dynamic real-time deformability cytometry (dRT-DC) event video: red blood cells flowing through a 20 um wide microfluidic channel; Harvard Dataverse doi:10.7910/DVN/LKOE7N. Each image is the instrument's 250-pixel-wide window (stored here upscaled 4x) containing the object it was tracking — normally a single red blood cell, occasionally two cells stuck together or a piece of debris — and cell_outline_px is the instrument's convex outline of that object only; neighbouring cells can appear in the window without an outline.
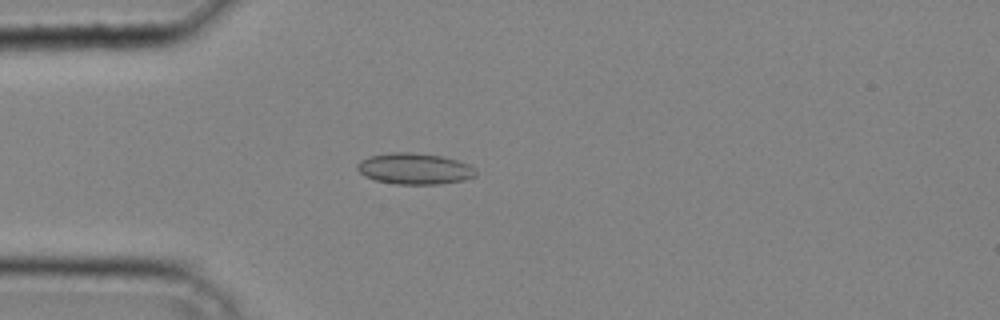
{"species": "common noctule bat (a hibernating species)", "species_latin": "Nyctalus noctula", "temperature_condition": "cold", "stored_images_in_passage": 30, "camera_frame_rate_fps": 3000, "um_per_image_px": 0.085, "animal": {"sex": "male", "body_mass_g": 20.4}, "frame": {"image": 1, "passage_image": 1, "time_ms": 0.0, "image_size_px": [1000, 320], "cell_outline_px": [[476, 176], [464, 180], [440, 184], [396, 184], [376, 180], [364, 176], [356, 168], [356, 164], [360, 160], [368, 156], [392, 152], [412, 152], [444, 156], [472, 164], [476, 168]], "centroid_in_image_um": [35.27, 14.33], "position_along_channel_um": 49.7, "area_um2": 21.91}}
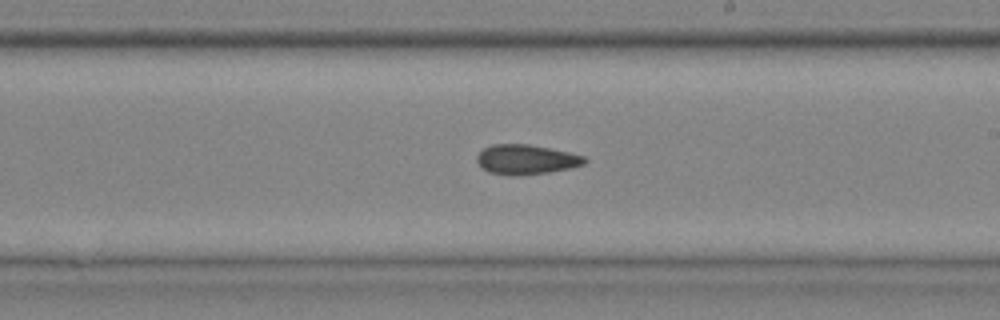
{"frame": {"image": 2, "passage_image": 14, "time_ms": 4.333, "image_size_px": [1000, 320], "cell_outline_px": [[588, 160], [584, 164], [572, 168], [548, 172], [516, 176], [488, 172], [476, 160], [476, 156], [484, 148], [492, 144], [528, 144], [568, 152], [584, 156]], "centroid_in_image_um": [44.73, 13.56], "position_along_channel_um": 244.3, "area_um2": 18.55}}
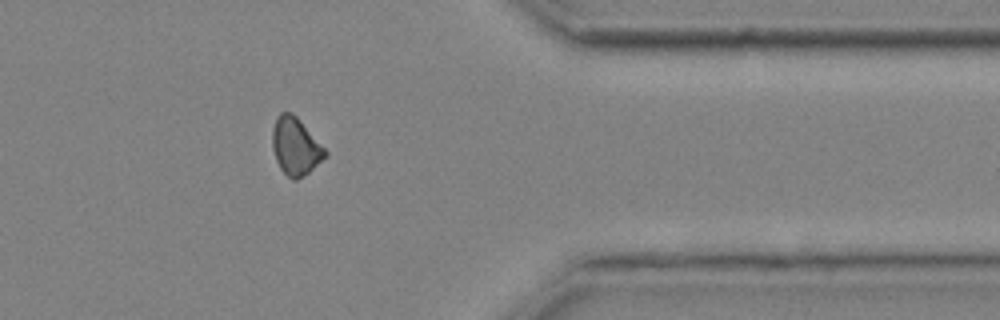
{"frame": {"image": 3, "passage_image": 24, "time_ms": 7.667, "image_size_px": [1000, 320], "cell_outline_px": [[328, 156], [308, 172], [296, 180], [292, 180], [280, 168], [276, 160], [272, 148], [272, 128], [276, 116], [280, 112], [292, 112], [296, 116], [328, 152]], "centroid_in_image_um": [25.1, 12.43], "position_along_channel_um": 386.3, "area_um2": 17.63}}